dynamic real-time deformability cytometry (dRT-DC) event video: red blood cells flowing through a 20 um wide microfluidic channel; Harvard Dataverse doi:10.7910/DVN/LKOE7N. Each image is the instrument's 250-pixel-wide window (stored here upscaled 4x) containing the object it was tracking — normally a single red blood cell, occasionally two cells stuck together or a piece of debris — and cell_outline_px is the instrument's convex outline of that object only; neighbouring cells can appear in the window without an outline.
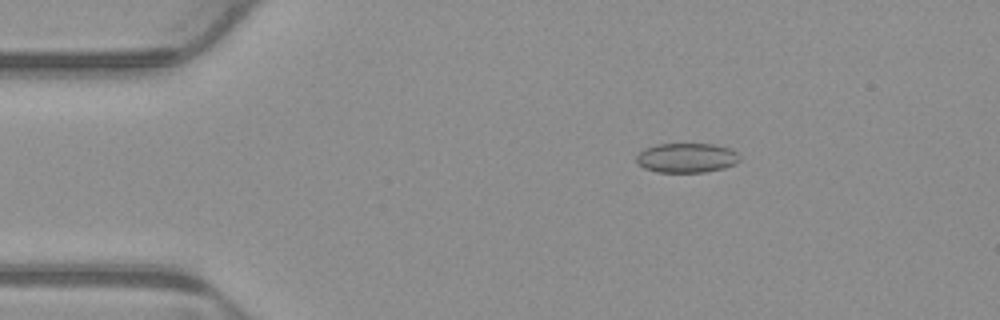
{"species": "common noctule bat (a hibernating species)", "species_latin": "Nyctalus noctula", "temperature_condition": "warm", "stored_images_in_passage": 4, "camera_frame_rate_fps": 3000, "um_per_image_px": 0.085, "animal": {"sex": "male", "body_mass_g": 23.1, "forearm_length_mm": 52.7}, "frame": {"image": 1, "passage_image": 3, "time_ms": 0.667, "image_size_px": [1000, 320], "cell_outline_px": [[740, 160], [724, 168], [704, 172], [656, 172], [644, 168], [636, 160], [636, 156], [644, 148], [656, 144], [712, 144], [732, 148], [736, 152]], "centroid_in_image_um": [58.35, 13.41], "position_along_channel_um": 26.7, "area_um2": 17.74}}